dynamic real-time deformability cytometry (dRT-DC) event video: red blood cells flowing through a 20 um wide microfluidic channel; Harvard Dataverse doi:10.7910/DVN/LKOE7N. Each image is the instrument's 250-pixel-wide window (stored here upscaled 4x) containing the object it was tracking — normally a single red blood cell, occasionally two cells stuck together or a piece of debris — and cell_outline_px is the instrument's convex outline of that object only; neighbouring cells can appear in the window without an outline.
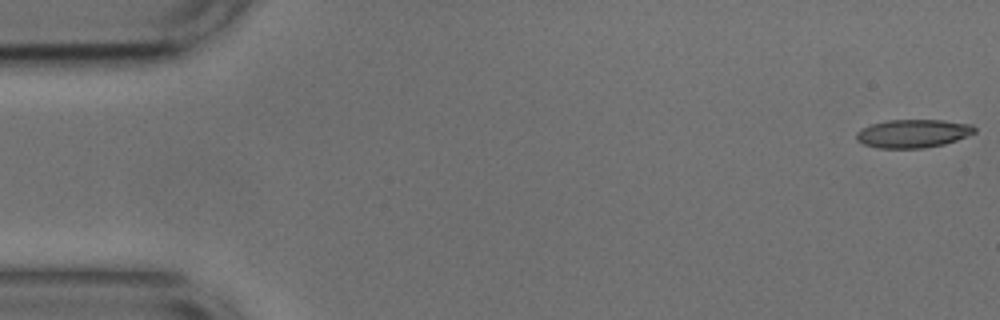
{"species": "common noctule bat (a hibernating species)", "species_latin": "Nyctalus noctula", "temperature_condition": "cold", "stored_images_in_passage": 11, "camera_frame_rate_fps": 3000, "um_per_image_px": 0.085, "animal": {"sex": "male", "body_mass_g": 17.9, "forearm_length_mm": 54.2}, "frame": {"image": 1, "passage_image": 1, "time_ms": 0.0, "image_size_px": [1000, 320], "cell_outline_px": [[976, 132], [968, 136], [944, 144], [920, 148], [880, 148], [864, 144], [856, 140], [856, 132], [860, 128], [872, 124], [888, 120], [944, 120], [972, 124], [976, 128]], "centroid_in_image_um": [77.61, 11.34], "position_along_channel_um": 7.4, "area_um2": 19.54}}